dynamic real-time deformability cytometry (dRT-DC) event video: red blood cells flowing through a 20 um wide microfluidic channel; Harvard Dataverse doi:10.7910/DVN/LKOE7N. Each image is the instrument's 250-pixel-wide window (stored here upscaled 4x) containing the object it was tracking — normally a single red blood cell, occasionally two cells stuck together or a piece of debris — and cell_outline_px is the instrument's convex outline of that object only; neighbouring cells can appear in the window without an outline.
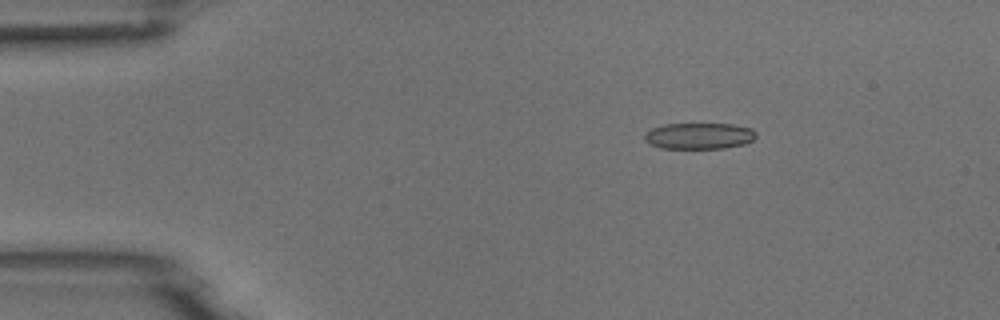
{"species": "common noctule bat (a hibernating species)", "species_latin": "Nyctalus noctula", "temperature_condition": "room temperature", "stored_images_in_passage": 5, "camera_frame_rate_fps": 3000, "um_per_image_px": 0.085, "animal": {"sex": "male", "body_mass_g": 18.8}, "frame": {"image": 1, "passage_image": 2, "time_ms": 2.0, "image_size_px": [1000, 320], "cell_outline_px": [[756, 136], [752, 140], [744, 144], [724, 148], [660, 148], [648, 144], [644, 140], [644, 132], [652, 128], [664, 124], [732, 124], [752, 128], [756, 132]], "centroid_in_image_um": [59.39, 11.55], "position_along_channel_um": 25.6, "area_um2": 17.17}}